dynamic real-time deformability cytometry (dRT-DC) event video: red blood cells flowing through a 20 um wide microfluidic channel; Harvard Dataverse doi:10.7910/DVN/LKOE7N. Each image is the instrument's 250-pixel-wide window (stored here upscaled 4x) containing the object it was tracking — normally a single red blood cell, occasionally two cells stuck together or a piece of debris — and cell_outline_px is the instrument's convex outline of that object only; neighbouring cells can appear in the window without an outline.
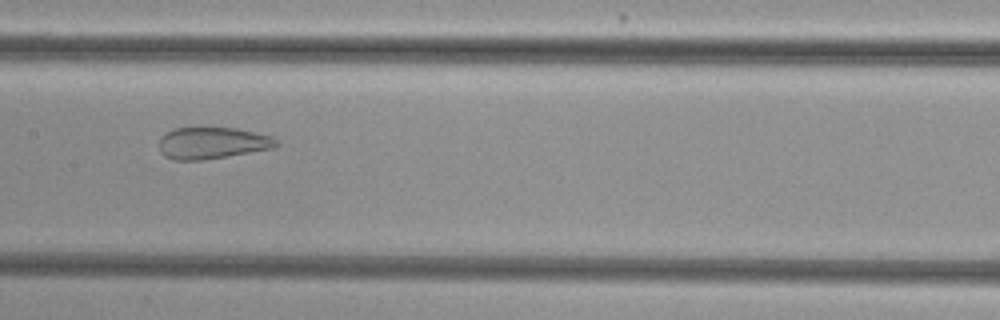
{"species": "common noctule bat (a hibernating species)", "species_latin": "Nyctalus noctula", "temperature_condition": "cold", "stored_images_in_passage": 54, "camera_frame_rate_fps": 3000, "um_per_image_px": 0.085, "animal": {"sex": "female", "body_mass_g": 29.2, "forearm_length_mm": 56.3}, "frame": {"image": 1, "passage_image": 28, "time_ms": 9.0, "image_size_px": [1000, 320], "cell_outline_px": [[280, 144], [276, 148], [200, 160], [176, 160], [164, 156], [160, 152], [160, 136], [176, 128], [236, 128], [272, 136]], "centroid_in_image_um": [18.06, 12.16], "position_along_channel_um": 189.3, "area_um2": 21.5}}
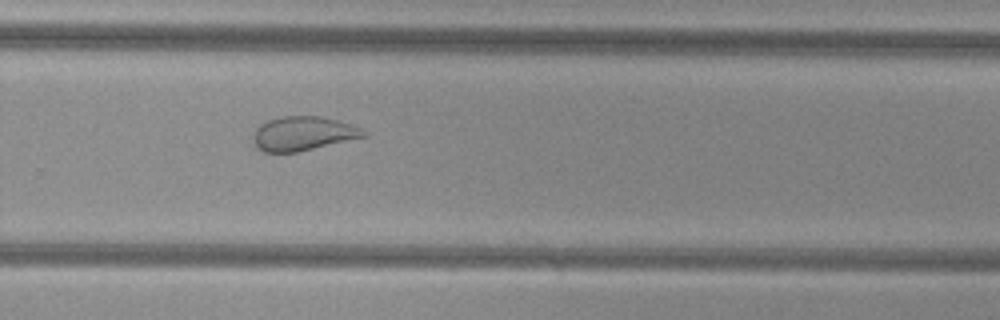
{"frame": {"image": 2, "passage_image": 37, "time_ms": 12.0, "image_size_px": [1000, 320], "cell_outline_px": [[368, 136], [296, 152], [264, 152], [256, 148], [252, 136], [256, 128], [260, 124], [268, 120], [280, 116], [320, 116], [336, 120], [360, 128], [368, 132]], "centroid_in_image_um": [25.73, 11.35], "position_along_channel_um": 304.1, "area_um2": 21.91}}
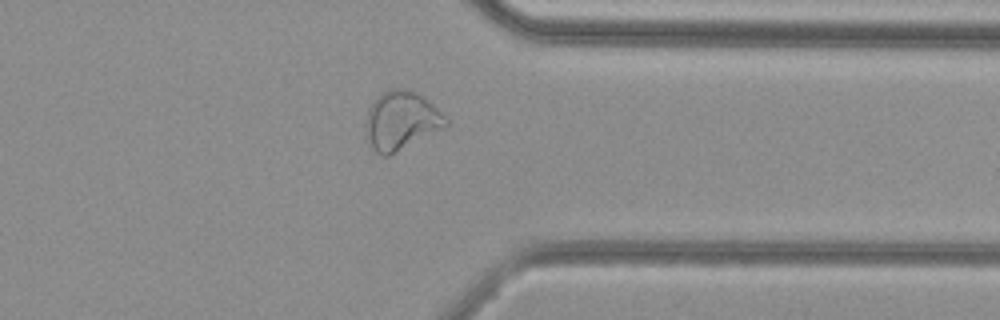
{"frame": {"image": 3, "passage_image": 43, "time_ms": 14.0, "image_size_px": [1000, 320], "cell_outline_px": [[448, 124], [444, 128], [388, 156], [380, 156], [372, 148], [364, 136], [364, 124], [368, 108], [376, 96], [380, 92], [388, 88], [404, 88], [416, 92], [432, 104], [448, 120]], "centroid_in_image_um": [34.02, 10.25], "position_along_channel_um": 377.4, "area_um2": 27.69}, "authors_computed_cell_mechanics": {"area_um2": 29.3624, "velocity_mm_per_s": 3.8321, "shape_relaxation_time_tau1_ms": null, "shape_relaxation_time_tau2_ms": 0.934, "deformation_change_tau1": null, "deformation_change_tau2": 0.0694}}